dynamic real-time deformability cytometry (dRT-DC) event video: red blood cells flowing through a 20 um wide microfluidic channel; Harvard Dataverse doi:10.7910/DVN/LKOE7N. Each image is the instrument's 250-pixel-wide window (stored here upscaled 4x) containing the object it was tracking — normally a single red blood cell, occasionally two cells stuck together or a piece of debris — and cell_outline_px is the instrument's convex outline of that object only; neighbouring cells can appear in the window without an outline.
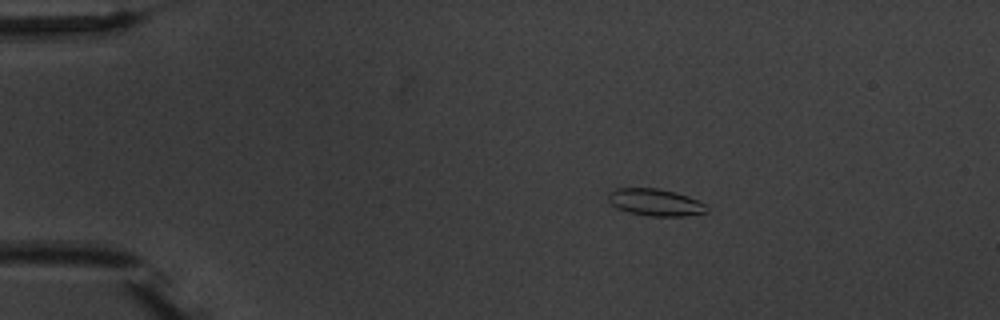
{"species": "common noctule bat (a hibernating species)", "species_latin": "Nyctalus noctula", "temperature_condition": "warm", "stored_images_in_passage": 3, "camera_frame_rate_fps": 3000, "um_per_image_px": 0.085, "animal": {"sex": "male", "body_mass_g": 20.1, "forearm_length_mm": 53.5}, "frame": {"image": 1, "passage_image": 1, "time_ms": 0.0, "image_size_px": [1000, 320], "cell_outline_px": [[708, 212], [684, 216], [648, 216], [628, 212], [616, 208], [608, 200], [608, 192], [616, 188], [656, 188], [676, 192], [688, 196], [704, 204], [708, 208]], "centroid_in_image_um": [55.68, 17.2], "position_along_channel_um": 29.3, "area_um2": 15.55}}